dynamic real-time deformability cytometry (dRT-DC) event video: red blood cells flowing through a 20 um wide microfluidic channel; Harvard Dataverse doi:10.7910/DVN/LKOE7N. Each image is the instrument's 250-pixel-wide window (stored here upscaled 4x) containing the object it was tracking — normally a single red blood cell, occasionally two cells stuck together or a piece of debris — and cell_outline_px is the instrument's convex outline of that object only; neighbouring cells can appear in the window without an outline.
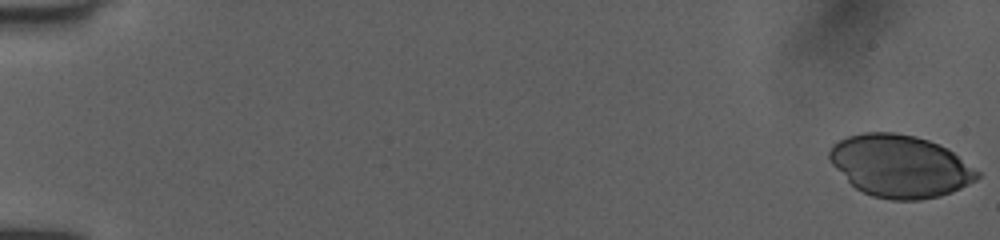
{"species": "human", "species_latin": "Homo sapiens", "temperature_condition": "room temperature", "stored_images_in_passage": 52, "camera_frame_rate_fps": 3000, "um_per_image_px": 0.085, "donor": {"sex": "female"}, "frame": {"image": 1, "passage_image": 1, "time_ms": 0.0, "image_size_px": [1000, 240], "cell_outline_px": [[980, 176], [976, 180], [952, 192], [940, 196], [920, 200], [892, 200], [872, 196], [856, 188], [832, 164], [828, 156], [828, 152], [832, 144], [848, 136], [864, 132], [896, 132], [916, 136], [940, 144], [948, 148], [980, 172]], "centroid_in_image_um": [76.52, 14.11], "position_along_channel_um": 8.5, "area_um2": 53.7}}
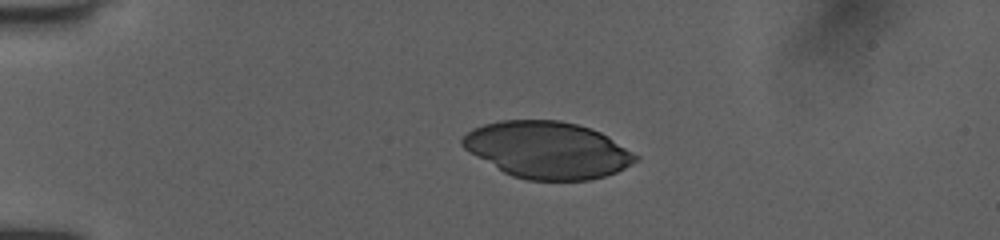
{"frame": {"image": 2, "passage_image": 13, "time_ms": 4.0, "image_size_px": [1000, 240], "cell_outline_px": [[640, 156], [636, 160], [624, 168], [616, 172], [604, 176], [588, 180], [528, 180], [512, 176], [504, 172], [468, 152], [460, 144], [460, 140], [472, 128], [484, 124], [500, 120], [560, 120], [592, 128], [608, 136]], "centroid_in_image_um": [46.52, 12.74], "position_along_channel_um": 38.5, "area_um2": 57.28}}